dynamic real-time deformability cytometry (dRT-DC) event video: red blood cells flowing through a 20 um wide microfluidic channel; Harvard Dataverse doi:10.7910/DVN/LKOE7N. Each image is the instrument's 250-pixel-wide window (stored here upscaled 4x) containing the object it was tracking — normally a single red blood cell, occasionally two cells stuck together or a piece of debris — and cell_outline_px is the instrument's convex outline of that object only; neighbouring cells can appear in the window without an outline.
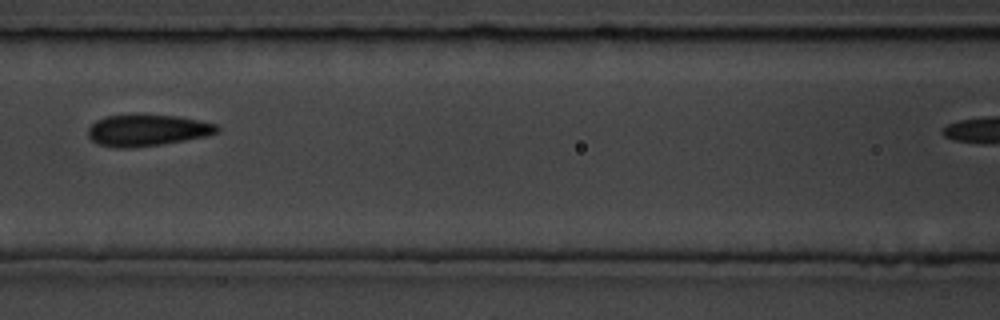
{"species": "common noctule bat (a hibernating species)", "species_latin": "Nyctalus noctula", "temperature_condition": "room temperature", "stored_images_in_passage": 10, "camera_frame_rate_fps": 3000, "um_per_image_px": 0.085, "animal": {"sex": "male", "body_mass_g": 19.5, "forearm_length_mm": 54.6}, "frame": {"image": 1, "passage_image": 6, "time_ms": 5.667, "image_size_px": [1000, 320], "cell_outline_px": [[220, 132], [208, 136], [160, 144], [132, 148], [112, 148], [96, 144], [88, 136], [88, 128], [96, 120], [104, 116], [180, 116], [200, 120], [216, 124], [220, 128]], "centroid_in_image_um": [12.52, 11.1], "position_along_channel_um": 154.1, "area_um2": 23.58}}